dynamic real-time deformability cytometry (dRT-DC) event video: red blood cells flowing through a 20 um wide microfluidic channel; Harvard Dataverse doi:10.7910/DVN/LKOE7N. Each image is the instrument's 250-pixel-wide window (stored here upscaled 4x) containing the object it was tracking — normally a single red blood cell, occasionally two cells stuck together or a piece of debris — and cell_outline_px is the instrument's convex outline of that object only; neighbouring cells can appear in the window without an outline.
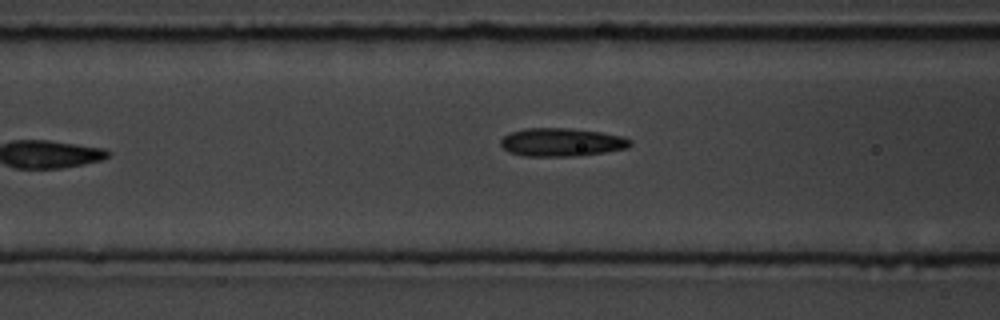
{"species": "common noctule bat (a hibernating species)", "species_latin": "Nyctalus noctula", "temperature_condition": "room temperature", "stored_images_in_passage": 10, "camera_frame_rate_fps": 3000, "um_per_image_px": 0.085, "animal": {"sex": "male", "body_mass_g": 19.5, "forearm_length_mm": 54.6}, "frame": {"image": 1, "passage_image": 7, "time_ms": 7.0, "image_size_px": [1000, 320], "cell_outline_px": [[632, 144], [628, 148], [604, 152], [576, 156], [524, 156], [508, 152], [500, 144], [500, 140], [504, 136], [512, 132], [524, 128], [572, 128], [600, 132], [624, 136], [632, 140]], "centroid_in_image_um": [47.75, 12.08], "position_along_channel_um": 118.8, "area_um2": 21.44}}
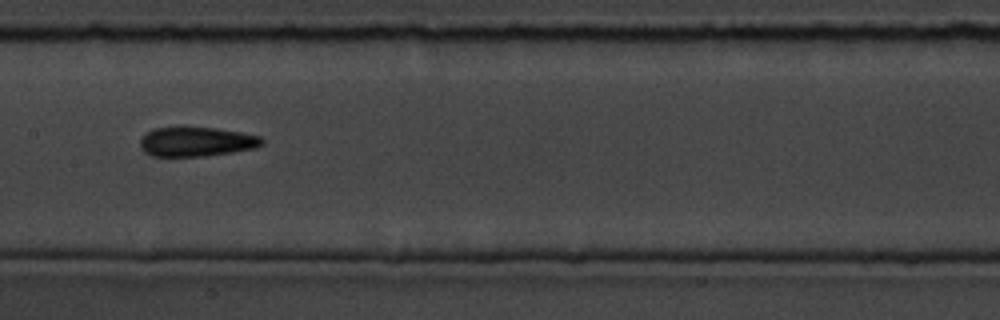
{"frame": {"image": 2, "passage_image": 9, "time_ms": 9.0, "image_size_px": [1000, 320], "cell_outline_px": [[264, 144], [256, 148], [232, 152], [204, 156], [152, 156], [144, 152], [140, 148], [140, 140], [144, 132], [152, 128], [216, 128], [240, 132], [260, 136], [264, 140]], "centroid_in_image_um": [16.68, 12.05], "position_along_channel_um": 190.7, "area_um2": 20.92}}
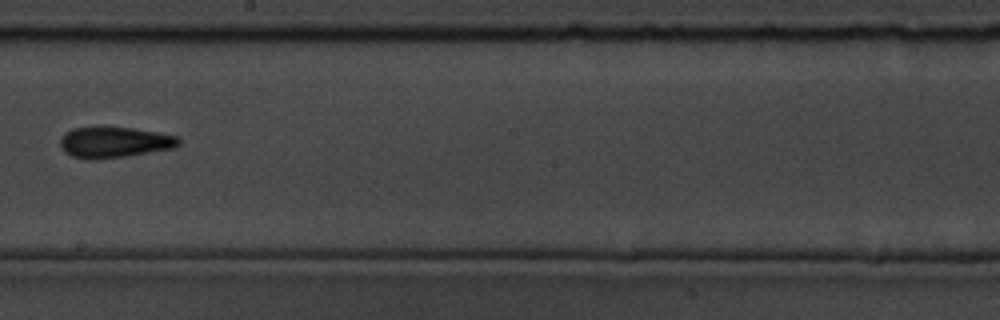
{"frame": {"image": 3, "passage_image": 10, "time_ms": 10.333, "image_size_px": [1000, 320], "cell_outline_px": [[180, 144], [176, 148], [124, 156], [92, 160], [72, 156], [64, 152], [60, 144], [60, 140], [64, 132], [72, 128], [100, 124], [104, 124], [132, 128], [156, 132], [176, 136], [180, 140]], "centroid_in_image_um": [9.67, 12.05], "position_along_channel_um": 238.5, "area_um2": 21.96}}